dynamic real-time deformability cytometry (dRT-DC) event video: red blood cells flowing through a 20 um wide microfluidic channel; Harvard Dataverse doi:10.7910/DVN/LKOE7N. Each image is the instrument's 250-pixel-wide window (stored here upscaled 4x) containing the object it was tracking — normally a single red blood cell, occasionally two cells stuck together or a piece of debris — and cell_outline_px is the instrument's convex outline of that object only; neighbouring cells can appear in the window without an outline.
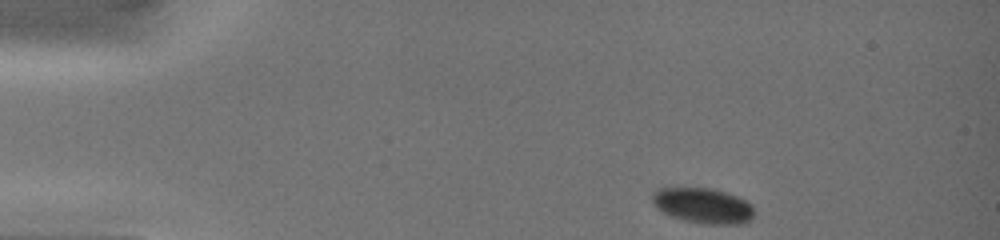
{"species": "common noctule bat (a hibernating species)", "species_latin": "Nyctalus noctula", "temperature_condition": "warm", "stored_images_in_passage": 51, "camera_frame_rate_fps": 3000, "um_per_image_px": 0.085, "animal": {"sex": "female", "body_mass_g": 19.0, "forearm_length_mm": 51.5}, "frame": {"image": 1, "passage_image": 1, "time_ms": 0.0, "image_size_px": [1000, 240], "cell_outline_px": [[752, 216], [744, 224], [704, 224], [684, 220], [660, 212], [656, 208], [652, 200], [652, 192], [656, 188], [712, 188], [736, 196], [752, 204]], "centroid_in_image_um": [59.7, 17.48], "position_along_channel_um": 25.3, "area_um2": 20.98}}
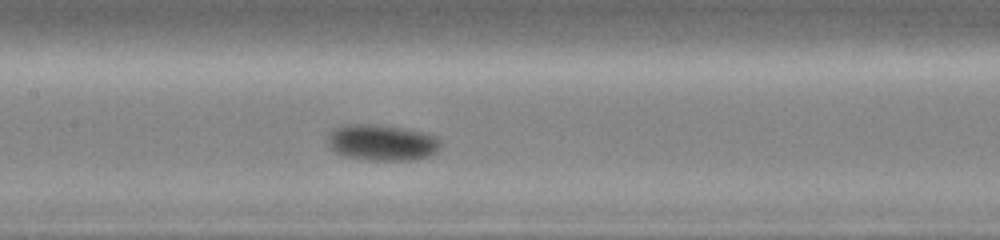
{"frame": {"image": 2, "passage_image": 21, "time_ms": 5.667, "image_size_px": [1000, 240], "cell_outline_px": [[440, 144], [436, 152], [428, 156], [412, 160], [368, 160], [344, 156], [336, 152], [328, 144], [328, 132], [332, 128], [340, 124], [380, 124], [408, 128], [424, 132], [436, 136], [440, 140]], "centroid_in_image_um": [32.44, 12.09], "position_along_channel_um": 175.0, "area_um2": 24.16}}
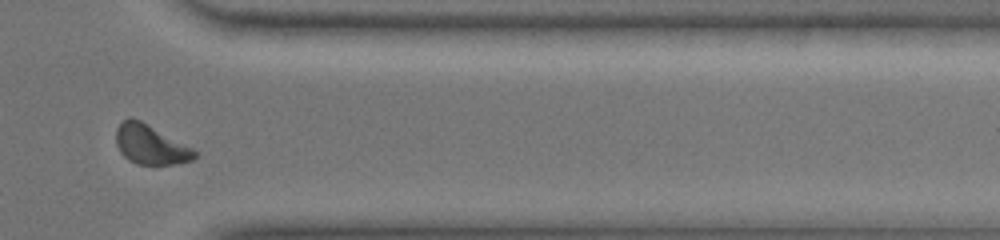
{"frame": {"image": 3, "passage_image": 43, "time_ms": 11.0, "image_size_px": [1000, 240], "cell_outline_px": [[196, 156], [192, 160], [176, 164], [136, 164], [128, 160], [120, 152], [116, 144], [116, 128], [128, 116], [132, 116], [140, 120], [192, 148], [196, 152]], "centroid_in_image_um": [12.75, 12.28], "position_along_channel_um": 398.7, "area_um2": 17.92}, "authors_computed_cell_mechanics": {"area_um2": 21.386, "velocity_mm_per_s": 4.1937, "shape_relaxation_time_tau1_ms": 3.0577, "shape_relaxation_time_tau2_ms": null, "deformation_change_tau1": 0.0936, "deformation_change_tau2": null}}